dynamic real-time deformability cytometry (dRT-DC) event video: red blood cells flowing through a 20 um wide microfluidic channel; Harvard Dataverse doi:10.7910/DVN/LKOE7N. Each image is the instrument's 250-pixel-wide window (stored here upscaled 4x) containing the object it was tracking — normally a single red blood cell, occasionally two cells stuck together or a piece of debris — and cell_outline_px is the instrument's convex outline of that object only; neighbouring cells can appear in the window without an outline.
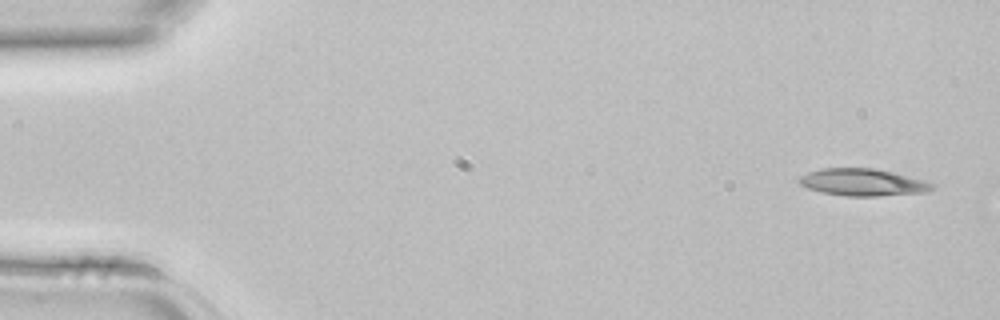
{"species": "common noctule bat (a hibernating species)", "species_latin": "Nyctalus noctula", "temperature_condition": "room temperature", "stored_images_in_passage": 4, "camera_frame_rate_fps": 3000, "um_per_image_px": 0.085, "animal": {"sex": "female", "body_mass_g": 22.7, "forearm_length_mm": 54.2}, "frame": {"image": 1, "passage_image": 1, "time_ms": 0.0, "image_size_px": [1000, 320], "cell_outline_px": [[936, 188], [924, 192], [876, 196], [844, 196], [820, 192], [808, 188], [800, 184], [796, 180], [800, 176], [808, 172], [820, 168], [876, 168], [924, 180], [936, 184]], "centroid_in_image_um": [73.32, 15.49], "position_along_channel_um": 11.7, "area_um2": 21.15}}
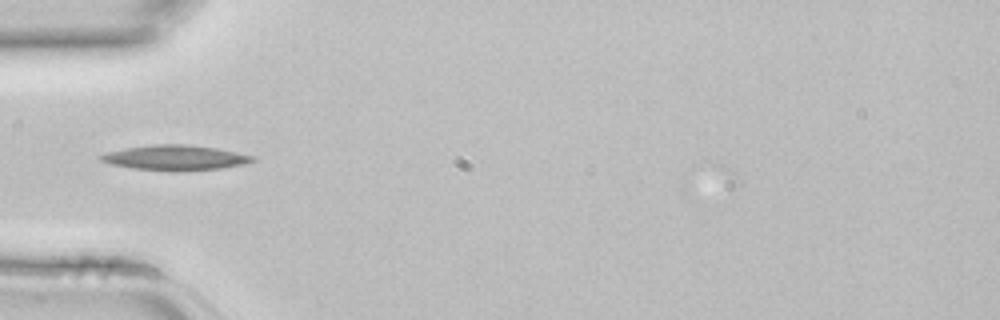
{"frame": {"image": 2, "passage_image": 4, "time_ms": 1.0, "image_size_px": [1000, 320], "cell_outline_px": [[256, 160], [244, 164], [220, 168], [184, 172], [132, 168], [112, 164], [100, 160], [96, 156], [108, 152], [124, 148], [152, 144], [184, 144], [216, 148], [256, 156]], "centroid_in_image_um": [14.9, 13.41], "position_along_channel_um": 70.1, "area_um2": 22.31}}